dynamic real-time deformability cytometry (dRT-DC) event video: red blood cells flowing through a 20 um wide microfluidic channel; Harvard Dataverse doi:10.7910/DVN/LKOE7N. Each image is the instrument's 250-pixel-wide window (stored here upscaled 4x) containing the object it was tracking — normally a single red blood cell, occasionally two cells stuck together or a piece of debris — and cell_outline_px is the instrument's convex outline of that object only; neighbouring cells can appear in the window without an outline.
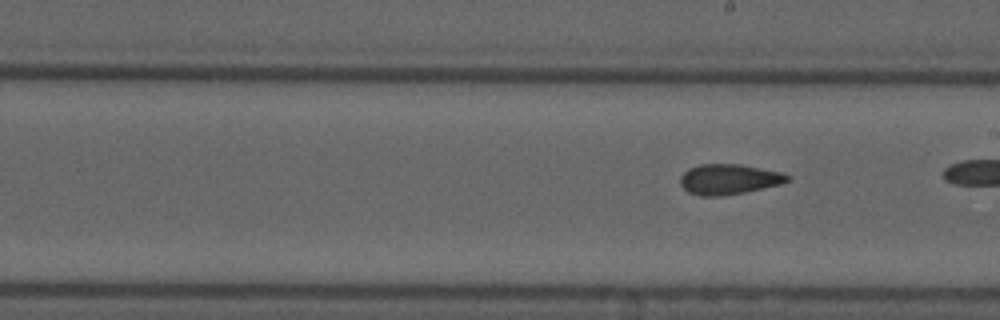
{"species": "common noctule bat (a hibernating species)", "species_latin": "Nyctalus noctula", "temperature_condition": "cold", "stored_images_in_passage": 9, "segment_of_instrument_passage": [2, 2], "camera_frame_rate_fps": 3000, "um_per_image_px": 0.085, "animal": {"sex": "male", "forearm_length_mm": 52.5}, "frame": {"image": 1, "passage_image": 9, "time_ms": 10.333, "image_size_px": [1000, 320], "cell_outline_px": [[788, 180], [780, 184], [744, 192], [720, 196], [700, 196], [688, 192], [680, 184], [680, 176], [688, 168], [700, 164], [740, 164], [780, 172], [788, 176]], "centroid_in_image_um": [61.89, 15.23], "position_along_channel_um": 227.1, "area_um2": 18.73}}